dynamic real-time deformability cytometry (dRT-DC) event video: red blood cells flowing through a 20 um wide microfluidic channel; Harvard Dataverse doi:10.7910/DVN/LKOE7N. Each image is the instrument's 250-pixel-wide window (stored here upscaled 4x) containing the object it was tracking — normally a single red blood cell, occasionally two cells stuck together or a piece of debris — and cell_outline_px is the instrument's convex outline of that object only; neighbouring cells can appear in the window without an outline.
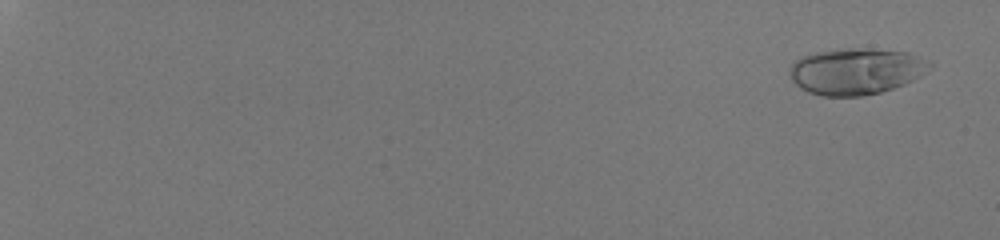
{"species": "human", "species_latin": "Homo sapiens", "temperature_condition": "room temperature", "stored_images_in_passage": 59, "camera_frame_rate_fps": 3000, "um_per_image_px": 0.085, "donor": {"sex": "male"}, "frame": {"image": 1, "passage_image": 5, "time_ms": 1.333, "image_size_px": [1000, 240], "cell_outline_px": [[908, 80], [892, 88], [880, 92], [860, 96], [824, 96], [800, 88], [792, 80], [792, 64], [796, 60], [804, 56], [824, 52], [904, 52], [908, 60]], "centroid_in_image_um": [72.27, 6.18], "position_along_channel_um": 12.7, "area_um2": 32.25}}
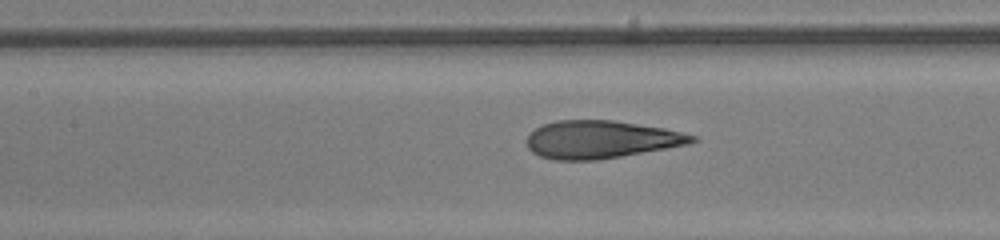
{"frame": {"image": 2, "passage_image": 35, "time_ms": 11.333, "image_size_px": [1000, 240], "cell_outline_px": [[700, 140], [688, 144], [620, 156], [596, 160], [552, 160], [540, 156], [532, 152], [528, 148], [528, 132], [544, 124], [556, 120], [612, 120], [664, 128], [696, 136]], "centroid_in_image_um": [51.05, 11.85], "position_along_channel_um": 156.4, "area_um2": 36.18}}
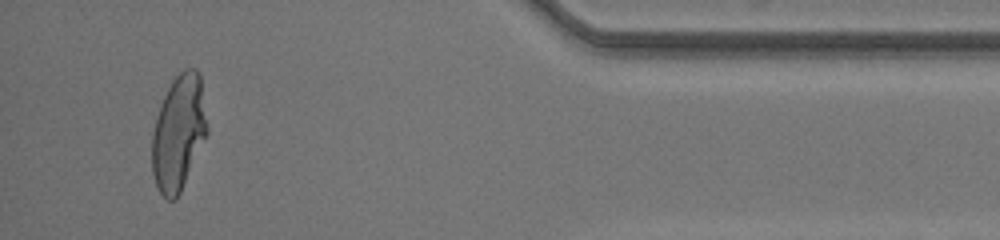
{"frame": {"image": 3, "passage_image": 57, "time_ms": 18.667, "image_size_px": [1000, 240], "cell_outline_px": [[208, 132], [180, 192], [176, 200], [168, 200], [160, 192], [156, 184], [152, 172], [152, 132], [156, 116], [160, 104], [172, 80], [184, 68], [196, 68], [200, 72], [208, 128]], "centroid_in_image_um": [15.18, 11.25], "position_along_channel_um": 420.0, "area_um2": 37.05}, "authors_computed_cell_mechanics": {"area_um2": 35.7204, "velocity_mm_per_s": 4.0898, "shape_relaxation_time_tau1_ms": 5.6953, "shape_relaxation_time_tau2_ms": null, "deformation_change_tau1": 0.255, "deformation_change_tau2": null}}